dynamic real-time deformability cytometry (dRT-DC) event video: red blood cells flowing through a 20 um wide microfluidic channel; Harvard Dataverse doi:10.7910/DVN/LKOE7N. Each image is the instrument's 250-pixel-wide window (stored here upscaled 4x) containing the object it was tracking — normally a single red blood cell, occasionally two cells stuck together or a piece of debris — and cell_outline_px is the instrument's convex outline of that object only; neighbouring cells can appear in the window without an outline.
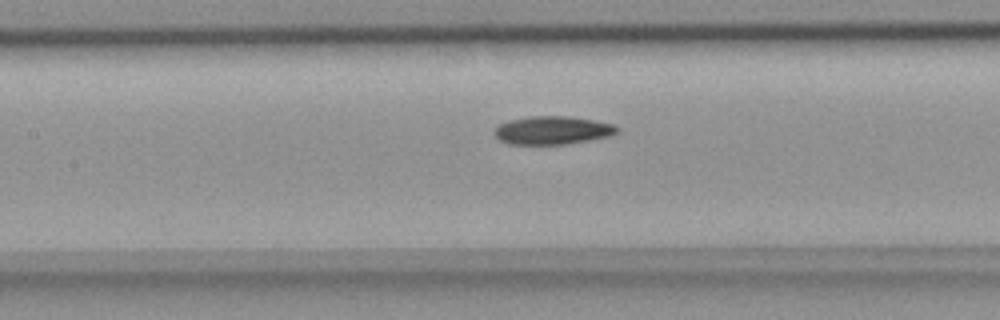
{"species": "common noctule bat (a hibernating species)", "species_latin": "Nyctalus noctula", "temperature_condition": "room temperature", "stored_images_in_passage": 36, "camera_frame_rate_fps": 3000, "um_per_image_px": 0.085, "animal": {"sex": "female", "body_mass_g": 18.4}, "frame": {"image": 1, "passage_image": 18, "time_ms": 5.667, "image_size_px": [1000, 320], "cell_outline_px": [[620, 132], [612, 136], [592, 140], [564, 144], [508, 144], [500, 140], [492, 132], [500, 124], [508, 120], [528, 116], [568, 116], [592, 120], [612, 124], [620, 128]], "centroid_in_image_um": [46.99, 11.08], "position_along_channel_um": 160.4, "area_um2": 20.35}}
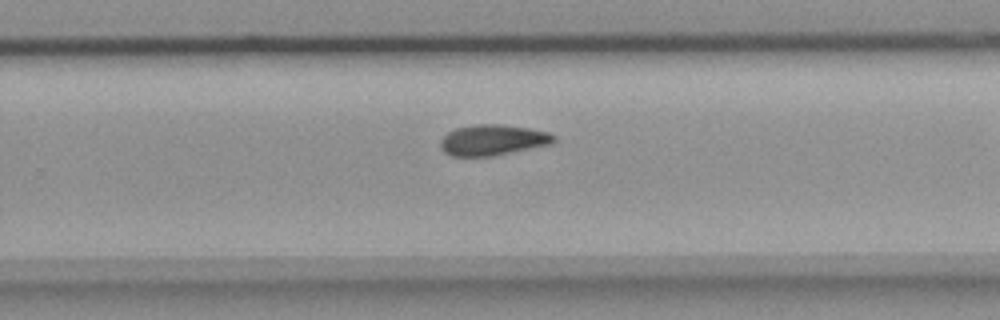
{"frame": {"image": 2, "passage_image": 28, "time_ms": 9.0, "image_size_px": [1000, 320], "cell_outline_px": [[556, 140], [552, 144], [496, 156], [452, 156], [444, 152], [440, 148], [440, 140], [448, 132], [456, 128], [472, 124], [500, 124], [532, 128], [548, 132], [556, 136]], "centroid_in_image_um": [41.91, 11.9], "position_along_channel_um": 287.9, "area_um2": 20.69}}
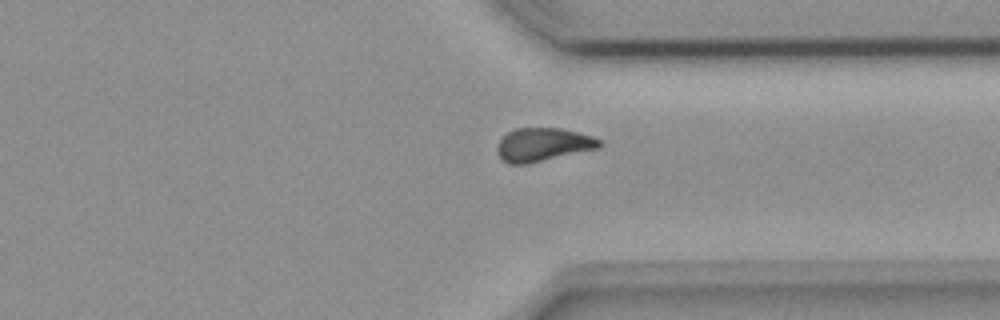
{"frame": {"image": 3, "passage_image": 34, "time_ms": 11.0, "image_size_px": [1000, 320], "cell_outline_px": [[604, 144], [600, 148], [528, 164], [508, 164], [500, 156], [496, 148], [500, 140], [508, 132], [516, 128], [560, 128], [592, 136], [600, 140]], "centroid_in_image_um": [46.18, 12.3], "position_along_channel_um": 365.2, "area_um2": 19.88}}